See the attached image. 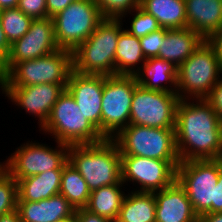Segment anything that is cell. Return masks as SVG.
<instances>
[{
	"instance_id": "8d00e7d4",
	"label": "cell",
	"mask_w": 222,
	"mask_h": 222,
	"mask_svg": "<svg viewBox=\"0 0 222 222\" xmlns=\"http://www.w3.org/2000/svg\"><path fill=\"white\" fill-rule=\"evenodd\" d=\"M11 49V44L7 40L4 30L2 28V22L0 18V68L5 64Z\"/></svg>"
},
{
	"instance_id": "ee69618b",
	"label": "cell",
	"mask_w": 222,
	"mask_h": 222,
	"mask_svg": "<svg viewBox=\"0 0 222 222\" xmlns=\"http://www.w3.org/2000/svg\"><path fill=\"white\" fill-rule=\"evenodd\" d=\"M4 170V161L0 162V173Z\"/></svg>"
},
{
	"instance_id": "8992f818",
	"label": "cell",
	"mask_w": 222,
	"mask_h": 222,
	"mask_svg": "<svg viewBox=\"0 0 222 222\" xmlns=\"http://www.w3.org/2000/svg\"><path fill=\"white\" fill-rule=\"evenodd\" d=\"M221 78L219 60L204 40L177 68V94L180 99H204Z\"/></svg>"
},
{
	"instance_id": "7a4b0ae2",
	"label": "cell",
	"mask_w": 222,
	"mask_h": 222,
	"mask_svg": "<svg viewBox=\"0 0 222 222\" xmlns=\"http://www.w3.org/2000/svg\"><path fill=\"white\" fill-rule=\"evenodd\" d=\"M69 163L81 174L91 191L121 181V153L113 139L68 149Z\"/></svg>"
},
{
	"instance_id": "7bdbcfd3",
	"label": "cell",
	"mask_w": 222,
	"mask_h": 222,
	"mask_svg": "<svg viewBox=\"0 0 222 222\" xmlns=\"http://www.w3.org/2000/svg\"><path fill=\"white\" fill-rule=\"evenodd\" d=\"M56 222H77V218H76V215L74 213L71 217H68V218H65L63 220H59V221H56Z\"/></svg>"
},
{
	"instance_id": "f35d334b",
	"label": "cell",
	"mask_w": 222,
	"mask_h": 222,
	"mask_svg": "<svg viewBox=\"0 0 222 222\" xmlns=\"http://www.w3.org/2000/svg\"><path fill=\"white\" fill-rule=\"evenodd\" d=\"M74 0H46L47 14L53 17L58 12L64 10Z\"/></svg>"
},
{
	"instance_id": "9a60e30c",
	"label": "cell",
	"mask_w": 222,
	"mask_h": 222,
	"mask_svg": "<svg viewBox=\"0 0 222 222\" xmlns=\"http://www.w3.org/2000/svg\"><path fill=\"white\" fill-rule=\"evenodd\" d=\"M67 84L43 83L23 87H0L8 101L38 119L41 128L47 121L51 109Z\"/></svg>"
},
{
	"instance_id": "d6a6232c",
	"label": "cell",
	"mask_w": 222,
	"mask_h": 222,
	"mask_svg": "<svg viewBox=\"0 0 222 222\" xmlns=\"http://www.w3.org/2000/svg\"><path fill=\"white\" fill-rule=\"evenodd\" d=\"M17 7L33 20L49 17L47 14L46 0H19Z\"/></svg>"
},
{
	"instance_id": "e0dca14e",
	"label": "cell",
	"mask_w": 222,
	"mask_h": 222,
	"mask_svg": "<svg viewBox=\"0 0 222 222\" xmlns=\"http://www.w3.org/2000/svg\"><path fill=\"white\" fill-rule=\"evenodd\" d=\"M156 222H199L185 189L176 180L172 185L154 192Z\"/></svg>"
},
{
	"instance_id": "277c9868",
	"label": "cell",
	"mask_w": 222,
	"mask_h": 222,
	"mask_svg": "<svg viewBox=\"0 0 222 222\" xmlns=\"http://www.w3.org/2000/svg\"><path fill=\"white\" fill-rule=\"evenodd\" d=\"M43 134L53 136L54 141L68 146L102 142L105 138L80 111L72 95L65 89L40 128Z\"/></svg>"
},
{
	"instance_id": "484cf974",
	"label": "cell",
	"mask_w": 222,
	"mask_h": 222,
	"mask_svg": "<svg viewBox=\"0 0 222 222\" xmlns=\"http://www.w3.org/2000/svg\"><path fill=\"white\" fill-rule=\"evenodd\" d=\"M122 187L125 190L124 184H114L91 191L85 209L115 222L121 209L122 201L126 195Z\"/></svg>"
},
{
	"instance_id": "5bb4252c",
	"label": "cell",
	"mask_w": 222,
	"mask_h": 222,
	"mask_svg": "<svg viewBox=\"0 0 222 222\" xmlns=\"http://www.w3.org/2000/svg\"><path fill=\"white\" fill-rule=\"evenodd\" d=\"M60 49L54 35L52 17L35 19L28 32L11 44L9 56L0 68V79L16 64L53 53Z\"/></svg>"
},
{
	"instance_id": "44dd1931",
	"label": "cell",
	"mask_w": 222,
	"mask_h": 222,
	"mask_svg": "<svg viewBox=\"0 0 222 222\" xmlns=\"http://www.w3.org/2000/svg\"><path fill=\"white\" fill-rule=\"evenodd\" d=\"M135 77L145 89L177 93V67L158 57L147 58Z\"/></svg>"
},
{
	"instance_id": "7c38bea8",
	"label": "cell",
	"mask_w": 222,
	"mask_h": 222,
	"mask_svg": "<svg viewBox=\"0 0 222 222\" xmlns=\"http://www.w3.org/2000/svg\"><path fill=\"white\" fill-rule=\"evenodd\" d=\"M179 101L177 93L148 90L137 85L131 103L130 124L175 129Z\"/></svg>"
},
{
	"instance_id": "e575fe53",
	"label": "cell",
	"mask_w": 222,
	"mask_h": 222,
	"mask_svg": "<svg viewBox=\"0 0 222 222\" xmlns=\"http://www.w3.org/2000/svg\"><path fill=\"white\" fill-rule=\"evenodd\" d=\"M206 41L214 49L222 69V27L211 34Z\"/></svg>"
},
{
	"instance_id": "cb8c5ba5",
	"label": "cell",
	"mask_w": 222,
	"mask_h": 222,
	"mask_svg": "<svg viewBox=\"0 0 222 222\" xmlns=\"http://www.w3.org/2000/svg\"><path fill=\"white\" fill-rule=\"evenodd\" d=\"M115 222H156L154 193L127 191Z\"/></svg>"
},
{
	"instance_id": "4dcf8cb0",
	"label": "cell",
	"mask_w": 222,
	"mask_h": 222,
	"mask_svg": "<svg viewBox=\"0 0 222 222\" xmlns=\"http://www.w3.org/2000/svg\"><path fill=\"white\" fill-rule=\"evenodd\" d=\"M104 18L124 20L128 13L140 6V0H94ZM124 18V19H123Z\"/></svg>"
},
{
	"instance_id": "74e56055",
	"label": "cell",
	"mask_w": 222,
	"mask_h": 222,
	"mask_svg": "<svg viewBox=\"0 0 222 222\" xmlns=\"http://www.w3.org/2000/svg\"><path fill=\"white\" fill-rule=\"evenodd\" d=\"M212 213H222V168L220 169L218 183L215 187L214 202H212Z\"/></svg>"
},
{
	"instance_id": "9c48e42d",
	"label": "cell",
	"mask_w": 222,
	"mask_h": 222,
	"mask_svg": "<svg viewBox=\"0 0 222 222\" xmlns=\"http://www.w3.org/2000/svg\"><path fill=\"white\" fill-rule=\"evenodd\" d=\"M221 168L222 158L181 161L177 167L176 180L185 189L198 217L212 213Z\"/></svg>"
},
{
	"instance_id": "52a82bcc",
	"label": "cell",
	"mask_w": 222,
	"mask_h": 222,
	"mask_svg": "<svg viewBox=\"0 0 222 222\" xmlns=\"http://www.w3.org/2000/svg\"><path fill=\"white\" fill-rule=\"evenodd\" d=\"M113 140L121 156H140L168 162H180L175 129H162L129 124Z\"/></svg>"
},
{
	"instance_id": "ac0fdd59",
	"label": "cell",
	"mask_w": 222,
	"mask_h": 222,
	"mask_svg": "<svg viewBox=\"0 0 222 222\" xmlns=\"http://www.w3.org/2000/svg\"><path fill=\"white\" fill-rule=\"evenodd\" d=\"M16 209L22 222H56L75 213L73 206L60 193L37 202L17 201Z\"/></svg>"
},
{
	"instance_id": "ffe728a7",
	"label": "cell",
	"mask_w": 222,
	"mask_h": 222,
	"mask_svg": "<svg viewBox=\"0 0 222 222\" xmlns=\"http://www.w3.org/2000/svg\"><path fill=\"white\" fill-rule=\"evenodd\" d=\"M188 28L204 40L222 27V0H185Z\"/></svg>"
},
{
	"instance_id": "4316f807",
	"label": "cell",
	"mask_w": 222,
	"mask_h": 222,
	"mask_svg": "<svg viewBox=\"0 0 222 222\" xmlns=\"http://www.w3.org/2000/svg\"><path fill=\"white\" fill-rule=\"evenodd\" d=\"M60 194L68 200L75 210L85 208L91 194L88 184L69 161L63 166Z\"/></svg>"
},
{
	"instance_id": "5b68a950",
	"label": "cell",
	"mask_w": 222,
	"mask_h": 222,
	"mask_svg": "<svg viewBox=\"0 0 222 222\" xmlns=\"http://www.w3.org/2000/svg\"><path fill=\"white\" fill-rule=\"evenodd\" d=\"M72 70V51L58 49L51 54L16 63L0 79V87L67 84Z\"/></svg>"
},
{
	"instance_id": "603a6c76",
	"label": "cell",
	"mask_w": 222,
	"mask_h": 222,
	"mask_svg": "<svg viewBox=\"0 0 222 222\" xmlns=\"http://www.w3.org/2000/svg\"><path fill=\"white\" fill-rule=\"evenodd\" d=\"M145 61L139 38L123 29L115 51V75H135Z\"/></svg>"
},
{
	"instance_id": "d4e9b609",
	"label": "cell",
	"mask_w": 222,
	"mask_h": 222,
	"mask_svg": "<svg viewBox=\"0 0 222 222\" xmlns=\"http://www.w3.org/2000/svg\"><path fill=\"white\" fill-rule=\"evenodd\" d=\"M140 7L154 16L161 28L188 27L185 0H140Z\"/></svg>"
},
{
	"instance_id": "6da1fadb",
	"label": "cell",
	"mask_w": 222,
	"mask_h": 222,
	"mask_svg": "<svg viewBox=\"0 0 222 222\" xmlns=\"http://www.w3.org/2000/svg\"><path fill=\"white\" fill-rule=\"evenodd\" d=\"M175 137L180 162L222 158V120L205 99H180Z\"/></svg>"
},
{
	"instance_id": "f546056e",
	"label": "cell",
	"mask_w": 222,
	"mask_h": 222,
	"mask_svg": "<svg viewBox=\"0 0 222 222\" xmlns=\"http://www.w3.org/2000/svg\"><path fill=\"white\" fill-rule=\"evenodd\" d=\"M17 181L4 169L0 173V216L17 206Z\"/></svg>"
},
{
	"instance_id": "1f68e13d",
	"label": "cell",
	"mask_w": 222,
	"mask_h": 222,
	"mask_svg": "<svg viewBox=\"0 0 222 222\" xmlns=\"http://www.w3.org/2000/svg\"><path fill=\"white\" fill-rule=\"evenodd\" d=\"M168 29L160 28L144 37L139 38L142 52L145 58L157 57L159 49Z\"/></svg>"
},
{
	"instance_id": "b9f144b4",
	"label": "cell",
	"mask_w": 222,
	"mask_h": 222,
	"mask_svg": "<svg viewBox=\"0 0 222 222\" xmlns=\"http://www.w3.org/2000/svg\"><path fill=\"white\" fill-rule=\"evenodd\" d=\"M19 0H0V10L6 8H15L18 6Z\"/></svg>"
},
{
	"instance_id": "3957f363",
	"label": "cell",
	"mask_w": 222,
	"mask_h": 222,
	"mask_svg": "<svg viewBox=\"0 0 222 222\" xmlns=\"http://www.w3.org/2000/svg\"><path fill=\"white\" fill-rule=\"evenodd\" d=\"M121 19L105 18L95 31L72 52L73 70L81 74L115 75V51Z\"/></svg>"
},
{
	"instance_id": "f1b7e54d",
	"label": "cell",
	"mask_w": 222,
	"mask_h": 222,
	"mask_svg": "<svg viewBox=\"0 0 222 222\" xmlns=\"http://www.w3.org/2000/svg\"><path fill=\"white\" fill-rule=\"evenodd\" d=\"M133 12L135 13L133 14ZM130 14H132L133 17L130 22V27L126 30L135 37H144L161 28L156 18L151 14H148L140 6L131 10L129 12V15Z\"/></svg>"
},
{
	"instance_id": "7402d4cb",
	"label": "cell",
	"mask_w": 222,
	"mask_h": 222,
	"mask_svg": "<svg viewBox=\"0 0 222 222\" xmlns=\"http://www.w3.org/2000/svg\"><path fill=\"white\" fill-rule=\"evenodd\" d=\"M62 170H49L17 180V201L37 202L60 193Z\"/></svg>"
},
{
	"instance_id": "836d02e7",
	"label": "cell",
	"mask_w": 222,
	"mask_h": 222,
	"mask_svg": "<svg viewBox=\"0 0 222 222\" xmlns=\"http://www.w3.org/2000/svg\"><path fill=\"white\" fill-rule=\"evenodd\" d=\"M204 99L222 120V78L213 86Z\"/></svg>"
},
{
	"instance_id": "30bf717a",
	"label": "cell",
	"mask_w": 222,
	"mask_h": 222,
	"mask_svg": "<svg viewBox=\"0 0 222 222\" xmlns=\"http://www.w3.org/2000/svg\"><path fill=\"white\" fill-rule=\"evenodd\" d=\"M138 85L135 75H104L101 134L113 139L130 124L133 92Z\"/></svg>"
},
{
	"instance_id": "ab89813d",
	"label": "cell",
	"mask_w": 222,
	"mask_h": 222,
	"mask_svg": "<svg viewBox=\"0 0 222 222\" xmlns=\"http://www.w3.org/2000/svg\"><path fill=\"white\" fill-rule=\"evenodd\" d=\"M0 222H22V221L20 220L19 212L17 211V209H15L11 212L2 214L0 216Z\"/></svg>"
},
{
	"instance_id": "d6986e66",
	"label": "cell",
	"mask_w": 222,
	"mask_h": 222,
	"mask_svg": "<svg viewBox=\"0 0 222 222\" xmlns=\"http://www.w3.org/2000/svg\"><path fill=\"white\" fill-rule=\"evenodd\" d=\"M204 39L188 27L168 29L159 49L158 58L177 68L202 44Z\"/></svg>"
},
{
	"instance_id": "d590c367",
	"label": "cell",
	"mask_w": 222,
	"mask_h": 222,
	"mask_svg": "<svg viewBox=\"0 0 222 222\" xmlns=\"http://www.w3.org/2000/svg\"><path fill=\"white\" fill-rule=\"evenodd\" d=\"M75 215L77 218V222H114L107 218L93 214L89 212L88 210H86L85 208L76 209Z\"/></svg>"
},
{
	"instance_id": "8fae6325",
	"label": "cell",
	"mask_w": 222,
	"mask_h": 222,
	"mask_svg": "<svg viewBox=\"0 0 222 222\" xmlns=\"http://www.w3.org/2000/svg\"><path fill=\"white\" fill-rule=\"evenodd\" d=\"M51 147L36 141L24 142L4 161V169L17 181L49 170H63L69 146L57 142ZM54 148V149H53Z\"/></svg>"
},
{
	"instance_id": "4fadbf2b",
	"label": "cell",
	"mask_w": 222,
	"mask_h": 222,
	"mask_svg": "<svg viewBox=\"0 0 222 222\" xmlns=\"http://www.w3.org/2000/svg\"><path fill=\"white\" fill-rule=\"evenodd\" d=\"M180 162H168L140 156H121V181L132 182L135 192L154 193L172 185ZM137 184V185H136Z\"/></svg>"
},
{
	"instance_id": "2e32d148",
	"label": "cell",
	"mask_w": 222,
	"mask_h": 222,
	"mask_svg": "<svg viewBox=\"0 0 222 222\" xmlns=\"http://www.w3.org/2000/svg\"><path fill=\"white\" fill-rule=\"evenodd\" d=\"M104 75L71 71L66 90L72 95L84 117L101 133Z\"/></svg>"
},
{
	"instance_id": "60d3db41",
	"label": "cell",
	"mask_w": 222,
	"mask_h": 222,
	"mask_svg": "<svg viewBox=\"0 0 222 222\" xmlns=\"http://www.w3.org/2000/svg\"><path fill=\"white\" fill-rule=\"evenodd\" d=\"M199 222H222V213L203 214L199 217Z\"/></svg>"
},
{
	"instance_id": "ba28073f",
	"label": "cell",
	"mask_w": 222,
	"mask_h": 222,
	"mask_svg": "<svg viewBox=\"0 0 222 222\" xmlns=\"http://www.w3.org/2000/svg\"><path fill=\"white\" fill-rule=\"evenodd\" d=\"M104 19L94 0H74L52 17L58 47L73 52Z\"/></svg>"
},
{
	"instance_id": "83f0119b",
	"label": "cell",
	"mask_w": 222,
	"mask_h": 222,
	"mask_svg": "<svg viewBox=\"0 0 222 222\" xmlns=\"http://www.w3.org/2000/svg\"><path fill=\"white\" fill-rule=\"evenodd\" d=\"M0 18L5 36L10 44L23 37L33 21L18 7L0 10Z\"/></svg>"
}]
</instances>
